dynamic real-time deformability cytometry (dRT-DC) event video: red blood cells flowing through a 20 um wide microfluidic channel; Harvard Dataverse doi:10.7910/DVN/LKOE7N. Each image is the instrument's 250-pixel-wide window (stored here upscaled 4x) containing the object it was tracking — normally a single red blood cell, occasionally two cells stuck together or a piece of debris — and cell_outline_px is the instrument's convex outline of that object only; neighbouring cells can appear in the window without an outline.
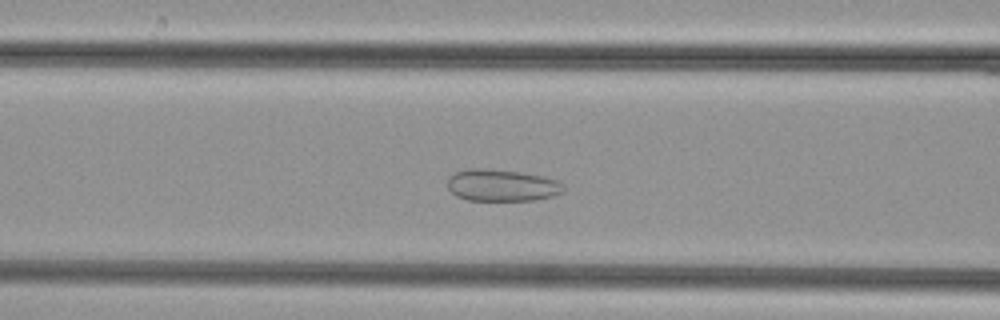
{"species": "common noctule bat (a hibernating species)", "species_latin": "Nyctalus noctula", "temperature_condition": "cold", "stored_images_in_passage": 45, "camera_frame_rate_fps": 3000, "um_per_image_px": 0.085, "animal": {"sex": "female", "body_mass_g": 29.2, "forearm_length_mm": 56.3}, "frame": {"image": 1, "passage_image": 15, "time_ms": 4.667, "image_size_px": [1000, 320], "cell_outline_px": [[564, 192], [552, 196], [536, 200], [468, 200], [456, 196], [448, 188], [448, 176], [452, 172], [468, 168], [488, 168], [520, 172], [544, 176], [556, 180], [564, 184]], "centroid_in_image_um": [42.64, 15.74], "position_along_channel_um": 124.0, "area_um2": 21.85}}
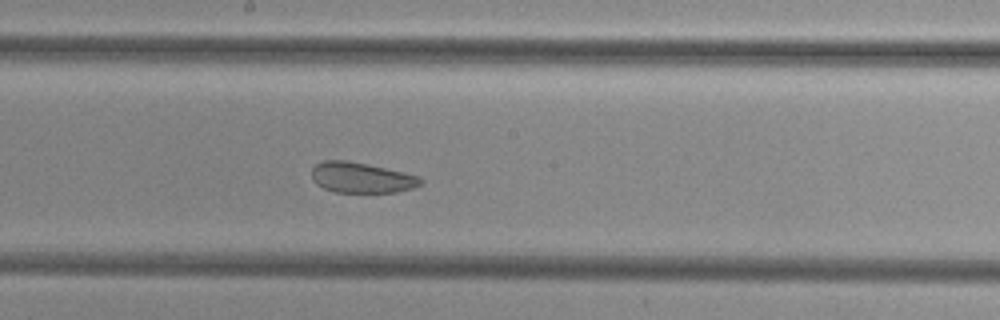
{"frame": {"image": 2, "passage_image": 22, "time_ms": 7.0, "image_size_px": [1000, 320], "cell_outline_px": [[424, 180], [420, 184], [412, 188], [396, 192], [336, 192], [324, 188], [316, 184], [312, 180], [312, 168], [316, 164], [324, 160], [348, 160], [368, 164], [404, 172], [420, 176]], "centroid_in_image_um": [30.72, 15.09], "position_along_channel_um": 217.5, "area_um2": 19.42}}
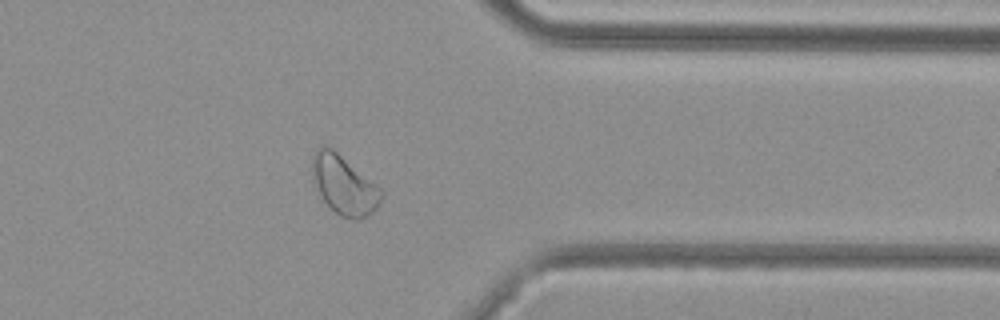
{"frame": {"image": 3, "passage_image": 35, "time_ms": 11.333, "image_size_px": [1000, 320], "cell_outline_px": [[384, 192], [376, 208], [372, 212], [360, 220], [356, 220], [340, 216], [320, 196], [316, 188], [312, 176], [312, 156], [324, 144], [328, 144], [376, 184]], "centroid_in_image_um": [29.23, 15.71], "position_along_channel_um": 382.2, "area_um2": 23.58}}